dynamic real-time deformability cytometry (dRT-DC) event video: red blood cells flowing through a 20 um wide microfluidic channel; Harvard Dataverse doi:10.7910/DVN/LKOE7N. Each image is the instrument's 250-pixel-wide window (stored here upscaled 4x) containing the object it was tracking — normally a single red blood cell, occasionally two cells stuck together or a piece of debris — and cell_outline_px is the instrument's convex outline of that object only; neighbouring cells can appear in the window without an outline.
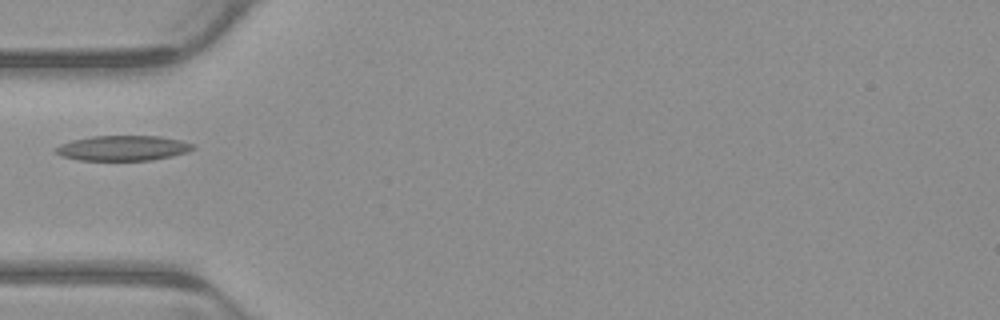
{"species": "common noctule bat (a hibernating species)", "species_latin": "Nyctalus noctula", "temperature_condition": "warm", "stored_images_in_passage": 6, "camera_frame_rate_fps": 3000, "um_per_image_px": 0.085, "animal": {"sex": "male", "body_mass_g": 23.1, "forearm_length_mm": 52.7}, "frame": {"image": 1, "passage_image": 6, "time_ms": 1.667, "image_size_px": [1000, 320], "cell_outline_px": [[196, 148], [188, 152], [172, 156], [152, 160], [80, 160], [64, 156], [56, 152], [52, 148], [60, 144], [72, 140], [92, 136], [160, 136], [180, 140], [196, 144]], "centroid_in_image_um": [10.49, 12.58], "position_along_channel_um": 74.5, "area_um2": 20.17}}